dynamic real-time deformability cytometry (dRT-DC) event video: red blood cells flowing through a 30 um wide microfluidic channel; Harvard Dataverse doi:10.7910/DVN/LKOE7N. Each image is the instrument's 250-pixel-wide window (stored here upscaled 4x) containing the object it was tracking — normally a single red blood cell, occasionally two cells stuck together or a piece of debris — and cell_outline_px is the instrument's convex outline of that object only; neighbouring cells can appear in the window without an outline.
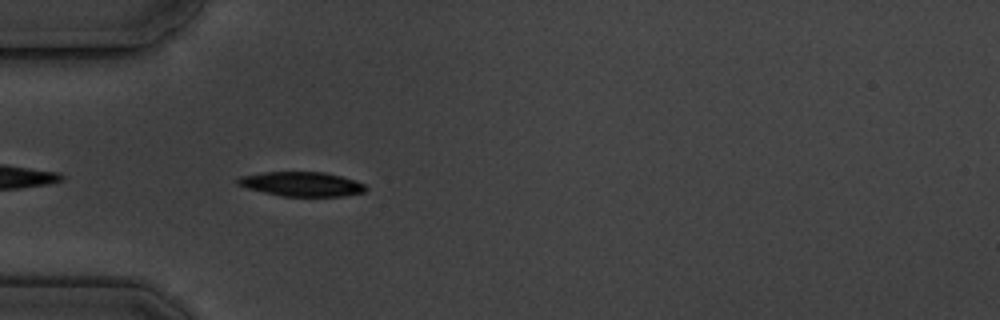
{"species": "common noctule bat (a hibernating species)", "species_latin": "Nyctalus noctula", "temperature_condition": "cold", "stored_images_in_passage": 5, "camera_frame_rate_fps": 3000, "um_per_image_px": 0.085, "animal": {"sex": "male", "body_mass_g": 19.5, "forearm_length_mm": 54.6}, "frame": {"image": 1, "passage_image": 5, "time_ms": 4.333, "image_size_px": [1000, 320], "cell_outline_px": [[368, 188], [364, 192], [344, 196], [280, 196], [248, 188], [236, 184], [236, 180], [240, 176], [264, 172], [324, 172], [340, 176], [364, 184]], "centroid_in_image_um": [25.62, 15.65], "position_along_channel_um": 59.4, "area_um2": 18.09}}